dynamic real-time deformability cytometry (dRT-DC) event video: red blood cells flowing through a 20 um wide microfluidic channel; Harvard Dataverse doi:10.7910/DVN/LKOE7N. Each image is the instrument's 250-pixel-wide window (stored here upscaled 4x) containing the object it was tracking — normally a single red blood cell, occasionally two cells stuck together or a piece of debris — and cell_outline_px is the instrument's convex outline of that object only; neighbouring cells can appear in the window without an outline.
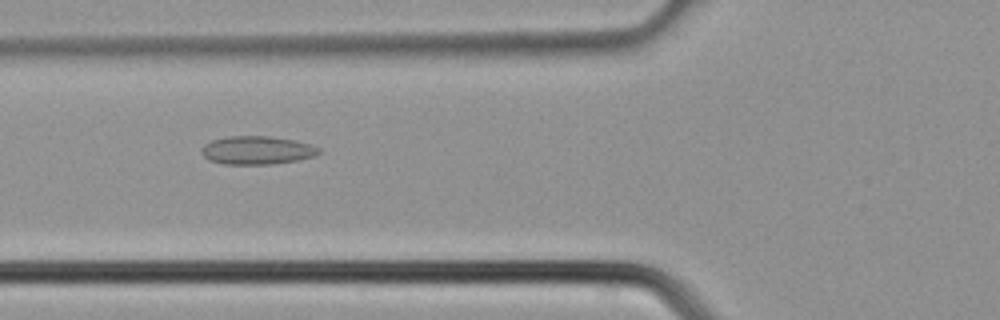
{"species": "common noctule bat (a hibernating species)", "species_latin": "Nyctalus noctula", "temperature_condition": "cold", "stored_images_in_passage": 31, "camera_frame_rate_fps": 3000, "um_per_image_px": 0.085, "animal": {"sex": "male", "body_mass_g": 21.5, "forearm_length_mm": 52.0}, "frame": {"image": 1, "passage_image": 7, "time_ms": 2.0, "image_size_px": [1000, 320], "cell_outline_px": [[324, 152], [312, 156], [296, 160], [272, 164], [224, 164], [208, 160], [200, 152], [200, 148], [204, 144], [212, 140], [228, 136], [268, 136], [296, 140], [312, 144], [320, 148]], "centroid_in_image_um": [21.84, 12.76], "position_along_channel_um": 104.0, "area_um2": 19.54}}
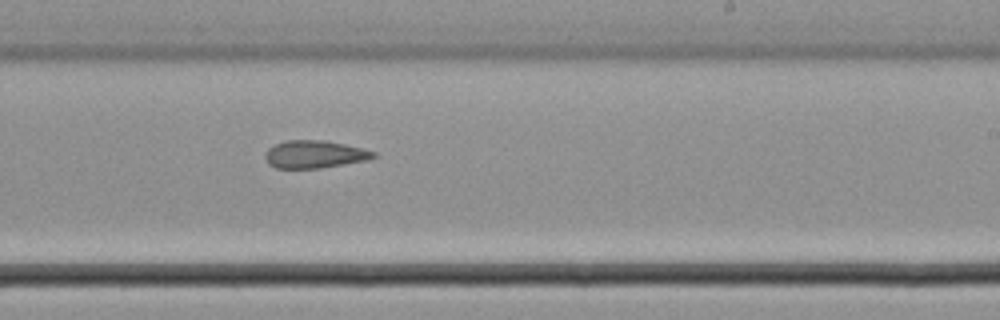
{"frame": {"image": 2, "passage_image": 16, "time_ms": 5.0, "image_size_px": [1000, 320], "cell_outline_px": [[376, 156], [368, 160], [320, 168], [276, 168], [268, 164], [264, 156], [268, 148], [276, 144], [288, 140], [324, 140], [364, 148], [376, 152]], "centroid_in_image_um": [26.75, 13.11], "position_along_channel_um": 262.3, "area_um2": 17.46}}
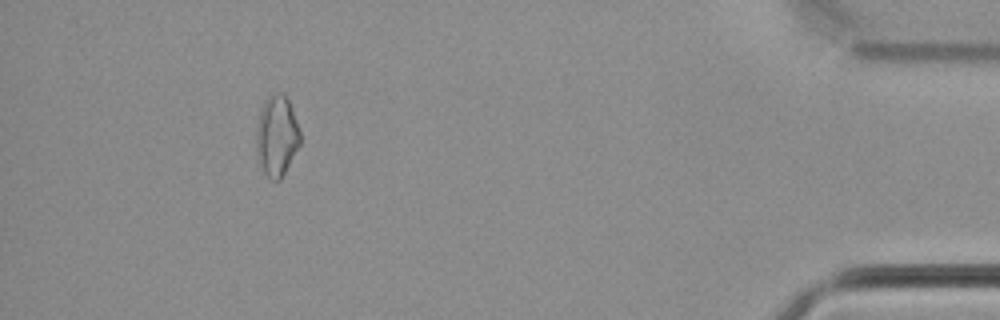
{"frame": {"image": 3, "passage_image": 28, "time_ms": 9.0, "image_size_px": [1000, 320], "cell_outline_px": [[300, 144], [280, 180], [272, 180], [264, 172], [256, 156], [256, 128], [260, 108], [264, 100], [268, 96], [280, 92], [284, 92], [292, 108], [300, 132]], "centroid_in_image_um": [23.5, 11.52], "position_along_channel_um": 411.7, "area_um2": 20.69}}